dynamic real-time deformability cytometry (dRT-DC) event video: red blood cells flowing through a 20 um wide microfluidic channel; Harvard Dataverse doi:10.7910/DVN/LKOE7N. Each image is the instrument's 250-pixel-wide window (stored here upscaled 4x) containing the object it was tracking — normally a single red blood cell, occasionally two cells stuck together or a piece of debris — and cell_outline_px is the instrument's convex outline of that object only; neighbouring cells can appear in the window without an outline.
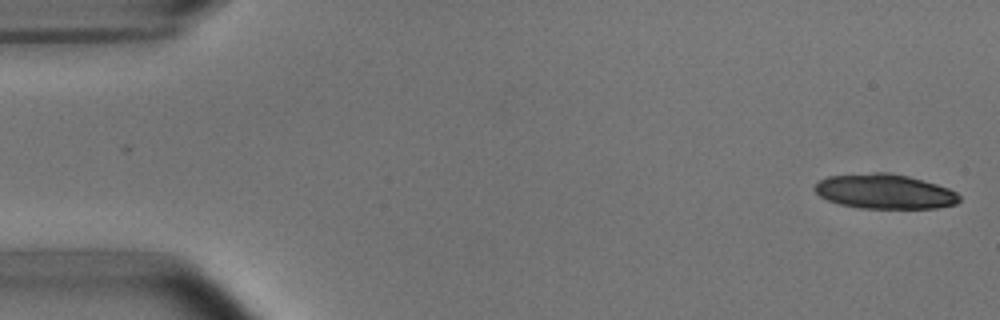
{"species": "common noctule bat (a hibernating species)", "species_latin": "Nyctalus noctula", "temperature_condition": "room temperature", "stored_images_in_passage": 5, "camera_frame_rate_fps": 3000, "um_per_image_px": 0.085, "animal": {"sex": "male", "body_mass_g": 15.6}, "frame": {"image": 1, "passage_image": 1, "time_ms": 0.0, "image_size_px": [1000, 320], "cell_outline_px": [[960, 200], [956, 204], [936, 208], [860, 208], [840, 204], [828, 200], [820, 196], [812, 188], [820, 180], [828, 176], [872, 172], [888, 172], [908, 176], [936, 184], [948, 188], [956, 192], [960, 196]], "centroid_in_image_um": [75.19, 16.27], "position_along_channel_um": 9.8, "area_um2": 29.25}}
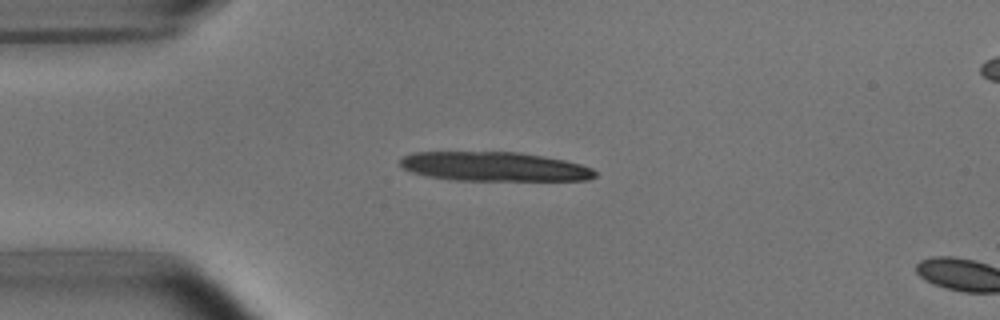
{"frame": {"image": 2, "passage_image": 4, "time_ms": 3.667, "image_size_px": [1000, 320], "cell_outline_px": [[596, 176], [588, 180], [452, 180], [428, 176], [412, 172], [404, 168], [400, 164], [400, 160], [404, 156], [412, 152], [516, 152], [564, 160], [580, 164], [592, 168], [596, 172]], "centroid_in_image_um": [42.0, 14.16], "position_along_channel_um": 43.0, "area_um2": 32.95}}